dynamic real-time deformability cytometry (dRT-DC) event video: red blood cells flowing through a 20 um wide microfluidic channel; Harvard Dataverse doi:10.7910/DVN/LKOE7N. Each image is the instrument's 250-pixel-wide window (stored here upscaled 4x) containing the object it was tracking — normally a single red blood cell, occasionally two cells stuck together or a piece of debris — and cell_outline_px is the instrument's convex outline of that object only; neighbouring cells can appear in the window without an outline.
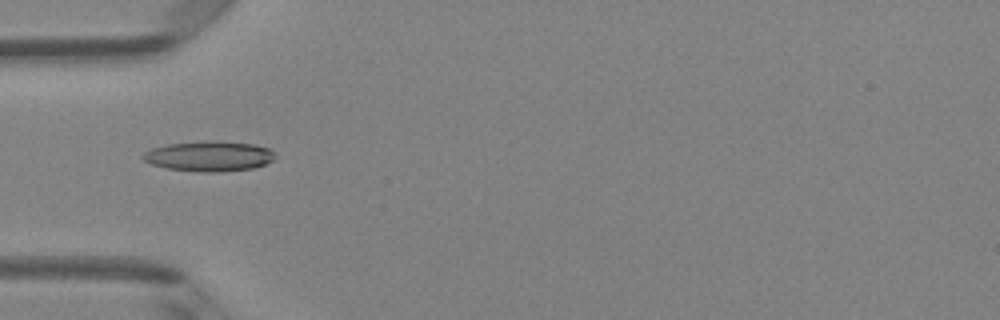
{"species": "Egyptian fruit bat (a non-hibernating species)", "species_latin": "Rousettus aegyptiacus", "temperature_condition": "room temperature", "stored_images_in_passage": 3, "camera_frame_rate_fps": 3000, "um_per_image_px": 0.085, "animal": {"sex": "female"}, "frame": {"image": 1, "passage_image": 3, "time_ms": 0.667, "image_size_px": [1000, 320], "cell_outline_px": [[276, 156], [272, 160], [264, 164], [252, 168], [220, 172], [204, 172], [168, 168], [152, 164], [144, 160], [140, 156], [144, 152], [152, 148], [168, 144], [212, 140], [216, 140], [252, 144], [268, 148]], "centroid_in_image_um": [17.75, 13.27], "position_along_channel_um": 67.2, "area_um2": 23.06}}